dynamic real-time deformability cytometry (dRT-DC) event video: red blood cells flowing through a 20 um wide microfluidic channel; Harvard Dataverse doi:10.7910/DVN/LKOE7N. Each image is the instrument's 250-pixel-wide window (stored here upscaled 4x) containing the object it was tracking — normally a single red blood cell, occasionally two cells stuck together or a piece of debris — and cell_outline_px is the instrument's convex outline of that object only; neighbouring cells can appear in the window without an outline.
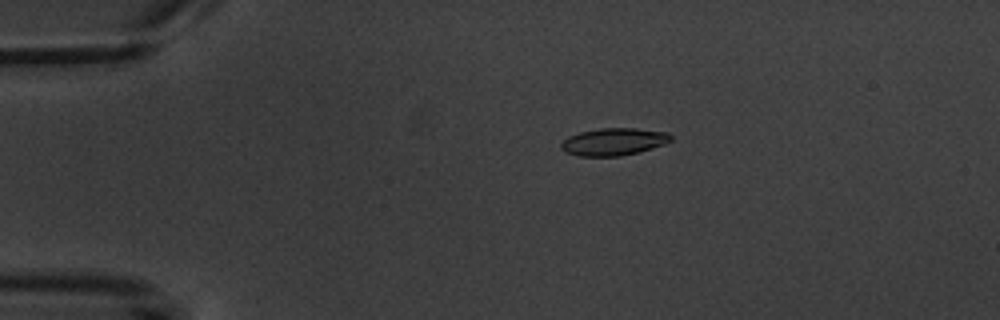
{"species": "common noctule bat (a hibernating species)", "species_latin": "Nyctalus noctula", "temperature_condition": "warm", "stored_images_in_passage": 6, "camera_frame_rate_fps": 3000, "um_per_image_px": 0.085, "animal": {"sex": "male", "body_mass_g": 20.1, "forearm_length_mm": 53.5}, "frame": {"image": 1, "passage_image": 4, "time_ms": 3.333, "image_size_px": [1000, 320], "cell_outline_px": [[672, 140], [664, 144], [640, 152], [620, 156], [580, 156], [564, 152], [560, 148], [560, 144], [568, 136], [580, 132], [600, 128], [636, 128], [668, 132], [672, 136]], "centroid_in_image_um": [52.16, 12.05], "position_along_channel_um": 32.8, "area_um2": 17.63}}
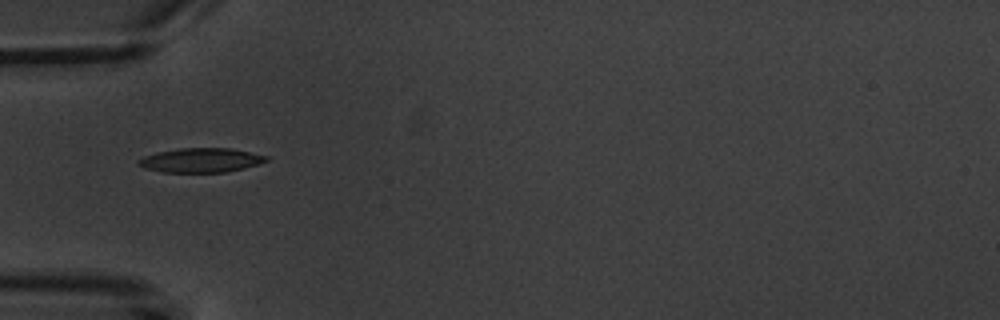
{"frame": {"image": 2, "passage_image": 6, "time_ms": 5.667, "image_size_px": [1000, 320], "cell_outline_px": [[268, 160], [244, 168], [228, 172], [164, 172], [144, 168], [136, 164], [136, 160], [144, 156], [156, 152], [180, 148], [228, 148], [268, 156]], "centroid_in_image_um": [17.01, 13.62], "position_along_channel_um": 68.0, "area_um2": 18.03}}